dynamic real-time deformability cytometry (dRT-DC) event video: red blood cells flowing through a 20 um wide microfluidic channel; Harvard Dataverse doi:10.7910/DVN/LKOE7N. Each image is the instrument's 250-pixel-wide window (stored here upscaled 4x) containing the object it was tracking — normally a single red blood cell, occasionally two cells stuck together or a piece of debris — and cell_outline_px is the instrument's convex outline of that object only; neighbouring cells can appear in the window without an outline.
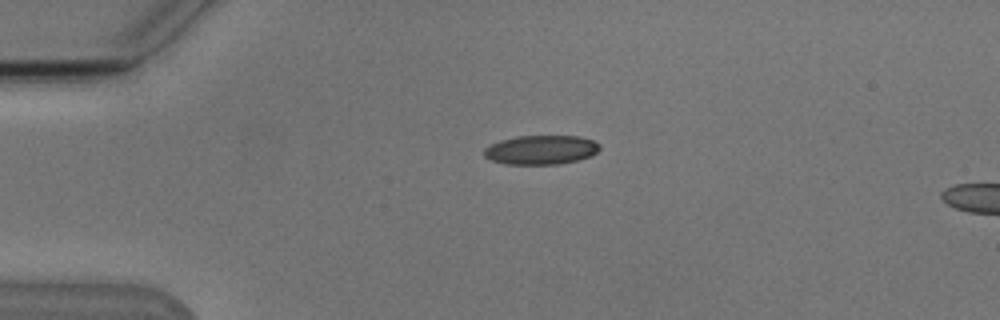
{"species": "Egyptian fruit bat (a non-hibernating species)", "species_latin": "Rousettus aegyptiacus", "temperature_condition": "cold", "stored_images_in_passage": 3, "camera_frame_rate_fps": 3000, "um_per_image_px": 0.085, "animal": {"sex": "male"}, "frame": {"image": 1, "passage_image": 1, "time_ms": 0.0, "image_size_px": [1000, 320], "cell_outline_px": [[600, 148], [592, 156], [560, 164], [504, 164], [492, 160], [484, 156], [484, 148], [500, 140], [516, 136], [580, 136], [592, 140], [600, 144]], "centroid_in_image_um": [45.99, 12.73], "position_along_channel_um": 39.0, "area_um2": 19.65}}